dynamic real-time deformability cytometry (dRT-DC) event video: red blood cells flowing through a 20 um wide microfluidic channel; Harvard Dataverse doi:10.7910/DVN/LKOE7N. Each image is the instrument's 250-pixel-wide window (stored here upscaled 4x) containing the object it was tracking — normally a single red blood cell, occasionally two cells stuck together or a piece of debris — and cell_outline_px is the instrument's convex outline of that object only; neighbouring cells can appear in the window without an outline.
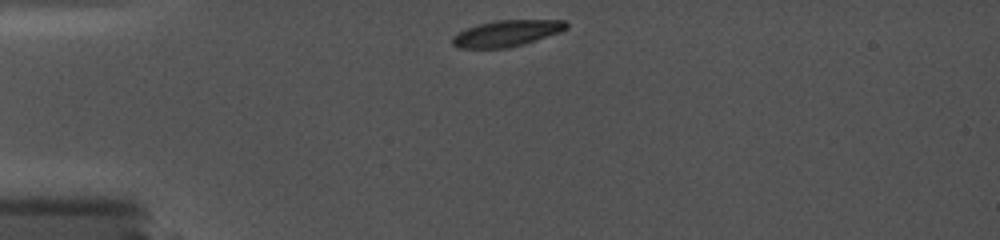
{"species": "common noctule bat (a hibernating species)", "species_latin": "Nyctalus noctula", "temperature_condition": "cold", "stored_images_in_passage": 63, "camera_frame_rate_fps": 5000, "um_per_image_px": 0.085, "animal": {"sex": "female", "body_mass_g": 19.0, "forearm_length_mm": 56.7}, "frame": {"image": 1, "passage_image": 1, "time_ms": 0.0, "image_size_px": [1000, 240], "cell_outline_px": [[568, 28], [560, 32], [524, 44], [508, 48], [456, 48], [452, 44], [452, 36], [476, 24], [496, 20], [564, 20], [568, 24]], "centroid_in_image_um": [43.06, 2.83], "position_along_channel_um": 41.9, "area_um2": 17.46}}
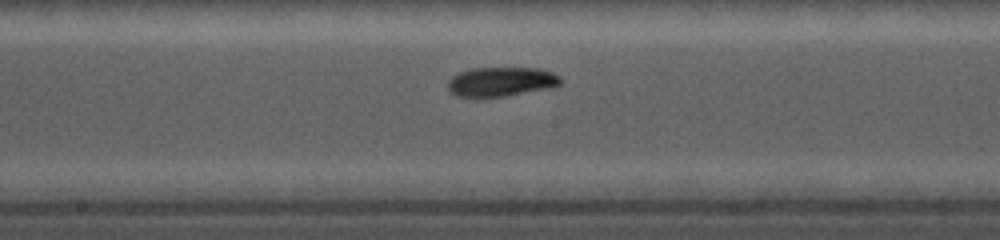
{"frame": {"image": 2, "passage_image": 31, "time_ms": 5.2, "image_size_px": [1000, 240], "cell_outline_px": [[560, 84], [552, 88], [504, 96], [456, 96], [448, 88], [448, 80], [452, 76], [460, 72], [472, 68], [536, 68], [552, 72], [560, 76]], "centroid_in_image_um": [42.61, 6.93], "position_along_channel_um": 205.6, "area_um2": 19.07}}
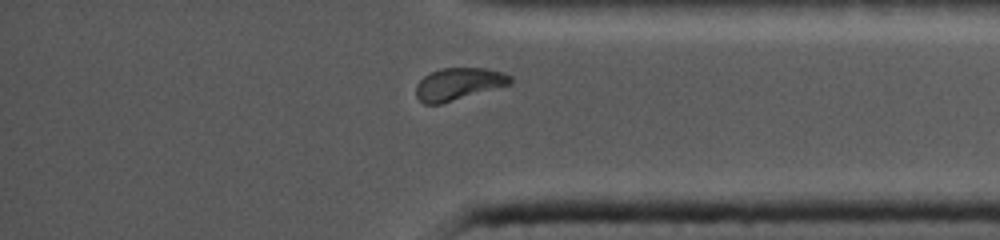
{"frame": {"image": 3, "passage_image": 53, "time_ms": 10.2, "image_size_px": [1000, 240], "cell_outline_px": [[512, 80], [508, 84], [440, 104], [424, 104], [416, 96], [416, 84], [424, 76], [440, 68], [484, 68], [500, 72], [512, 76]], "centroid_in_image_um": [38.92, 7.13], "position_along_channel_um": 396.3, "area_um2": 17.28}}